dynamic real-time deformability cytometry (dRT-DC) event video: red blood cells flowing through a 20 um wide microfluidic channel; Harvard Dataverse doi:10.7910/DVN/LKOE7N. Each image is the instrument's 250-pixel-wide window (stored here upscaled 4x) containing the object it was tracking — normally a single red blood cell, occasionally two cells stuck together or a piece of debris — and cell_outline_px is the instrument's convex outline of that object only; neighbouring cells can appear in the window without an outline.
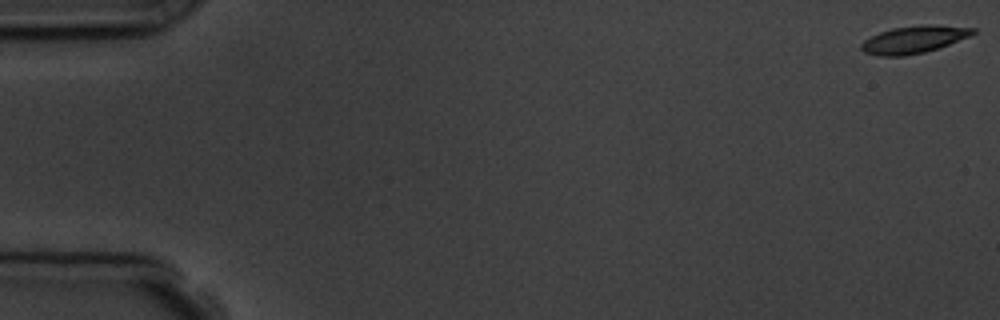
{"species": "common noctule bat (a hibernating species)", "species_latin": "Nyctalus noctula", "temperature_condition": "room temperature", "stored_images_in_passage": 16, "camera_frame_rate_fps": 3000, "um_per_image_px": 0.085, "animal": {"sex": "male", "body_mass_g": 19.5, "forearm_length_mm": 54.6}, "frame": {"image": 1, "passage_image": 1, "time_ms": 0.0, "image_size_px": [1000, 320], "cell_outline_px": [[976, 32], [968, 36], [948, 44], [924, 52], [904, 56], [880, 56], [864, 52], [860, 48], [860, 44], [864, 40], [880, 32], [892, 28], [920, 24], [932, 24], [976, 28]], "centroid_in_image_um": [77.65, 3.35], "position_along_channel_um": 7.4, "area_um2": 17.69}}
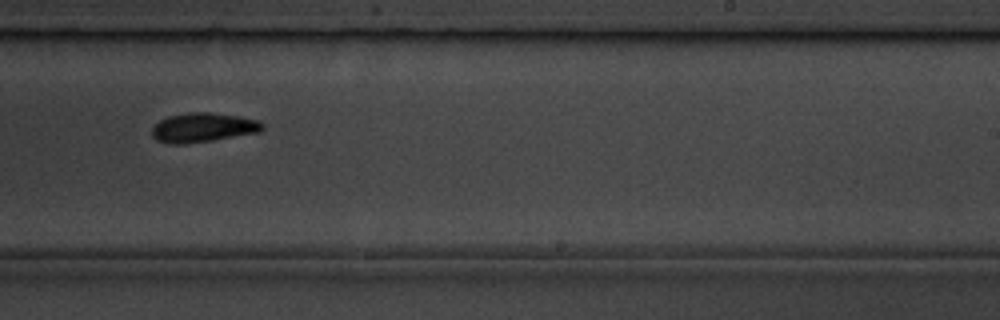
{"frame": {"image": 2, "passage_image": 11, "time_ms": 11.0, "image_size_px": [1000, 320], "cell_outline_px": [[264, 128], [260, 132], [212, 140], [184, 144], [168, 144], [156, 140], [152, 136], [152, 128], [160, 120], [168, 116], [188, 112], [212, 112], [260, 120], [264, 124]], "centroid_in_image_um": [17.25, 10.84], "position_along_channel_um": 271.7, "area_um2": 18.96}}
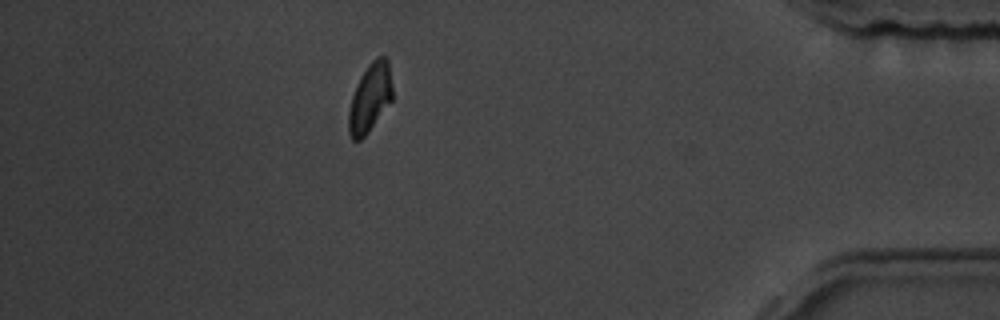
{"frame": {"image": 3, "passage_image": 15, "time_ms": 15.667, "image_size_px": [1000, 320], "cell_outline_px": [[392, 100], [368, 132], [360, 140], [352, 140], [348, 132], [348, 112], [352, 96], [360, 76], [368, 64], [376, 56], [384, 56], [388, 60], [392, 88]], "centroid_in_image_um": [31.44, 8.31], "position_along_channel_um": 403.8, "area_um2": 17.46}, "authors_computed_cell_mechanics": {"area_um2": 18.0625, "velocity_mm_per_s": 3.7924, "shape_relaxation_time_tau1_ms": 2.6213, "shape_relaxation_time_tau2_ms": null, "deformation_change_tau1": 0.0991, "deformation_change_tau2": null}}